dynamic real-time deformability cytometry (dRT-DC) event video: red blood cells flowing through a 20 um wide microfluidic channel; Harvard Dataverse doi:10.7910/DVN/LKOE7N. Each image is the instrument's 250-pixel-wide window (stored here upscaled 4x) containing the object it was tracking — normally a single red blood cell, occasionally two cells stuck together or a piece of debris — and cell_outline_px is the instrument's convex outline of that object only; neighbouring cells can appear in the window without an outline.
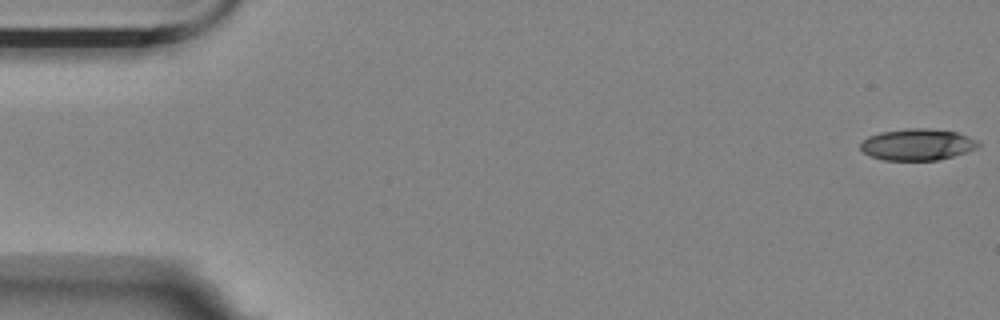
{"species": "Egyptian fruit bat (a non-hibernating species)", "species_latin": "Rousettus aegyptiacus", "temperature_condition": "room temperature", "stored_images_in_passage": 8, "camera_frame_rate_fps": 3000, "um_per_image_px": 0.085, "animal": {"sex": "female"}, "frame": {"image": 1, "passage_image": 1, "time_ms": 0.0, "image_size_px": [1000, 320], "cell_outline_px": [[980, 144], [976, 148], [952, 156], [936, 160], [884, 160], [868, 156], [860, 148], [860, 144], [868, 136], [880, 132], [908, 128], [928, 128], [956, 132], [968, 136], [976, 140]], "centroid_in_image_um": [77.93, 12.28], "position_along_channel_um": 7.1, "area_um2": 21.5}}